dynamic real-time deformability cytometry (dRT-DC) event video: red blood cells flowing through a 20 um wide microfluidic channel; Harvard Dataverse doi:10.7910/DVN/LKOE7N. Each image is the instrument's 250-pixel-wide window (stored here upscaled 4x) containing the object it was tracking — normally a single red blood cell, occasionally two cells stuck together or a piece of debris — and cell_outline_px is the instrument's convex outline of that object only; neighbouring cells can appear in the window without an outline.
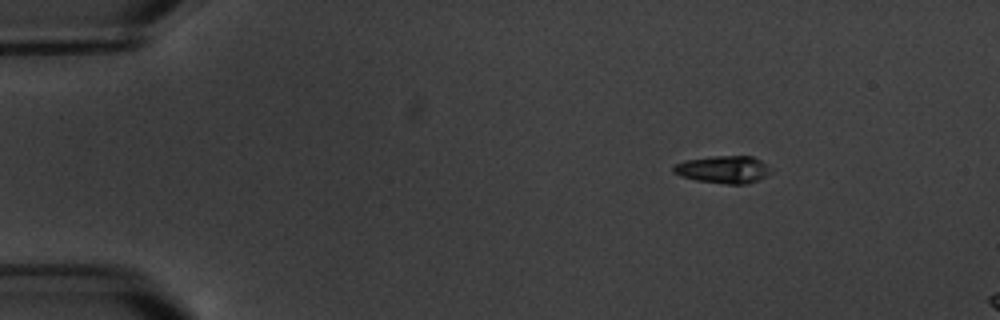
{"species": "common noctule bat (a hibernating species)", "species_latin": "Nyctalus noctula", "temperature_condition": "warm", "stored_images_in_passage": 3, "camera_frame_rate_fps": 3000, "um_per_image_px": 0.085, "animal": {"sex": "male", "body_mass_g": 20.1, "forearm_length_mm": 53.5}, "frame": {"image": 1, "passage_image": 1, "time_ms": 0.0, "image_size_px": [1000, 320], "cell_outline_px": [[764, 176], [756, 180], [744, 184], [724, 184], [696, 180], [672, 172], [672, 168], [676, 164], [684, 160], [712, 156], [752, 156], [760, 160], [764, 164]], "centroid_in_image_um": [61.36, 14.4], "position_along_channel_um": 23.6, "area_um2": 14.97}}